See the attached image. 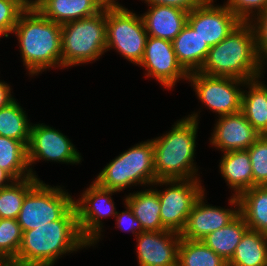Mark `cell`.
<instances>
[{
	"instance_id": "obj_1",
	"label": "cell",
	"mask_w": 267,
	"mask_h": 266,
	"mask_svg": "<svg viewBox=\"0 0 267 266\" xmlns=\"http://www.w3.org/2000/svg\"><path fill=\"white\" fill-rule=\"evenodd\" d=\"M91 247L81 236L75 207L60 220L45 223L22 233L14 266H54L64 254Z\"/></svg>"
},
{
	"instance_id": "obj_2",
	"label": "cell",
	"mask_w": 267,
	"mask_h": 266,
	"mask_svg": "<svg viewBox=\"0 0 267 266\" xmlns=\"http://www.w3.org/2000/svg\"><path fill=\"white\" fill-rule=\"evenodd\" d=\"M13 33L23 66L31 77L47 68L62 69L61 25L45 18L36 8H30L20 15Z\"/></svg>"
},
{
	"instance_id": "obj_3",
	"label": "cell",
	"mask_w": 267,
	"mask_h": 266,
	"mask_svg": "<svg viewBox=\"0 0 267 266\" xmlns=\"http://www.w3.org/2000/svg\"><path fill=\"white\" fill-rule=\"evenodd\" d=\"M265 64L257 55L255 33L249 22H241L217 45L210 47L199 72L251 81L264 77Z\"/></svg>"
},
{
	"instance_id": "obj_4",
	"label": "cell",
	"mask_w": 267,
	"mask_h": 266,
	"mask_svg": "<svg viewBox=\"0 0 267 266\" xmlns=\"http://www.w3.org/2000/svg\"><path fill=\"white\" fill-rule=\"evenodd\" d=\"M198 117V113L193 112L176 121L168 133L151 139L157 180L200 179L194 162Z\"/></svg>"
},
{
	"instance_id": "obj_5",
	"label": "cell",
	"mask_w": 267,
	"mask_h": 266,
	"mask_svg": "<svg viewBox=\"0 0 267 266\" xmlns=\"http://www.w3.org/2000/svg\"><path fill=\"white\" fill-rule=\"evenodd\" d=\"M94 181L100 187L117 192L134 185L152 186L157 181L152 140L142 141L119 154L100 171Z\"/></svg>"
},
{
	"instance_id": "obj_6",
	"label": "cell",
	"mask_w": 267,
	"mask_h": 266,
	"mask_svg": "<svg viewBox=\"0 0 267 266\" xmlns=\"http://www.w3.org/2000/svg\"><path fill=\"white\" fill-rule=\"evenodd\" d=\"M62 68L97 61L106 52V6L97 15L61 25Z\"/></svg>"
},
{
	"instance_id": "obj_7",
	"label": "cell",
	"mask_w": 267,
	"mask_h": 266,
	"mask_svg": "<svg viewBox=\"0 0 267 266\" xmlns=\"http://www.w3.org/2000/svg\"><path fill=\"white\" fill-rule=\"evenodd\" d=\"M148 34L142 16L122 6L117 0L106 5V52L114 49L138 65L144 55Z\"/></svg>"
},
{
	"instance_id": "obj_8",
	"label": "cell",
	"mask_w": 267,
	"mask_h": 266,
	"mask_svg": "<svg viewBox=\"0 0 267 266\" xmlns=\"http://www.w3.org/2000/svg\"><path fill=\"white\" fill-rule=\"evenodd\" d=\"M60 186L40 180L26 195L17 222L22 232L60 220L73 206V197Z\"/></svg>"
},
{
	"instance_id": "obj_9",
	"label": "cell",
	"mask_w": 267,
	"mask_h": 266,
	"mask_svg": "<svg viewBox=\"0 0 267 266\" xmlns=\"http://www.w3.org/2000/svg\"><path fill=\"white\" fill-rule=\"evenodd\" d=\"M154 185L166 186L164 190H156L162 225L167 230L181 233L194 203L205 192L204 186L200 179L157 180L153 188Z\"/></svg>"
},
{
	"instance_id": "obj_10",
	"label": "cell",
	"mask_w": 267,
	"mask_h": 266,
	"mask_svg": "<svg viewBox=\"0 0 267 266\" xmlns=\"http://www.w3.org/2000/svg\"><path fill=\"white\" fill-rule=\"evenodd\" d=\"M115 190L100 187L95 181L83 190L81 196L74 200L77 222L81 236L94 246L101 239L105 217H115L117 214L113 198Z\"/></svg>"
},
{
	"instance_id": "obj_11",
	"label": "cell",
	"mask_w": 267,
	"mask_h": 266,
	"mask_svg": "<svg viewBox=\"0 0 267 266\" xmlns=\"http://www.w3.org/2000/svg\"><path fill=\"white\" fill-rule=\"evenodd\" d=\"M188 81L202 105L218 114V117L241 111V86L243 87L246 81L206 75L199 71L190 73Z\"/></svg>"
},
{
	"instance_id": "obj_12",
	"label": "cell",
	"mask_w": 267,
	"mask_h": 266,
	"mask_svg": "<svg viewBox=\"0 0 267 266\" xmlns=\"http://www.w3.org/2000/svg\"><path fill=\"white\" fill-rule=\"evenodd\" d=\"M27 150L30 173L35 178L38 176L32 171L31 166L39 160L73 165L79 164L82 160L81 154L69 138L43 123L32 124Z\"/></svg>"
},
{
	"instance_id": "obj_13",
	"label": "cell",
	"mask_w": 267,
	"mask_h": 266,
	"mask_svg": "<svg viewBox=\"0 0 267 266\" xmlns=\"http://www.w3.org/2000/svg\"><path fill=\"white\" fill-rule=\"evenodd\" d=\"M140 67L146 77H153L160 85L172 89L176 82L188 80L189 74L178 63L172 41L148 36Z\"/></svg>"
},
{
	"instance_id": "obj_14",
	"label": "cell",
	"mask_w": 267,
	"mask_h": 266,
	"mask_svg": "<svg viewBox=\"0 0 267 266\" xmlns=\"http://www.w3.org/2000/svg\"><path fill=\"white\" fill-rule=\"evenodd\" d=\"M205 192L196 200L187 218L186 225L180 236L187 240H201L207 234L218 230L240 214V202L238 196L232 195L229 199L232 208H222L205 204Z\"/></svg>"
},
{
	"instance_id": "obj_15",
	"label": "cell",
	"mask_w": 267,
	"mask_h": 266,
	"mask_svg": "<svg viewBox=\"0 0 267 266\" xmlns=\"http://www.w3.org/2000/svg\"><path fill=\"white\" fill-rule=\"evenodd\" d=\"M213 3L214 0H206L201 6L192 9L187 19V23L209 47L220 43L241 23L224 4Z\"/></svg>"
},
{
	"instance_id": "obj_16",
	"label": "cell",
	"mask_w": 267,
	"mask_h": 266,
	"mask_svg": "<svg viewBox=\"0 0 267 266\" xmlns=\"http://www.w3.org/2000/svg\"><path fill=\"white\" fill-rule=\"evenodd\" d=\"M135 238L139 266H177L180 233L172 230L144 231Z\"/></svg>"
},
{
	"instance_id": "obj_17",
	"label": "cell",
	"mask_w": 267,
	"mask_h": 266,
	"mask_svg": "<svg viewBox=\"0 0 267 266\" xmlns=\"http://www.w3.org/2000/svg\"><path fill=\"white\" fill-rule=\"evenodd\" d=\"M217 120L209 139L222 153L247 150L261 136L241 111L219 116Z\"/></svg>"
},
{
	"instance_id": "obj_18",
	"label": "cell",
	"mask_w": 267,
	"mask_h": 266,
	"mask_svg": "<svg viewBox=\"0 0 267 266\" xmlns=\"http://www.w3.org/2000/svg\"><path fill=\"white\" fill-rule=\"evenodd\" d=\"M111 0H43L36 9L47 19L63 25L97 15Z\"/></svg>"
},
{
	"instance_id": "obj_19",
	"label": "cell",
	"mask_w": 267,
	"mask_h": 266,
	"mask_svg": "<svg viewBox=\"0 0 267 266\" xmlns=\"http://www.w3.org/2000/svg\"><path fill=\"white\" fill-rule=\"evenodd\" d=\"M142 16L148 36L172 41L185 27L188 11L165 5H148Z\"/></svg>"
},
{
	"instance_id": "obj_20",
	"label": "cell",
	"mask_w": 267,
	"mask_h": 266,
	"mask_svg": "<svg viewBox=\"0 0 267 266\" xmlns=\"http://www.w3.org/2000/svg\"><path fill=\"white\" fill-rule=\"evenodd\" d=\"M172 44L178 63L188 74L200 71L210 47L188 23Z\"/></svg>"
},
{
	"instance_id": "obj_21",
	"label": "cell",
	"mask_w": 267,
	"mask_h": 266,
	"mask_svg": "<svg viewBox=\"0 0 267 266\" xmlns=\"http://www.w3.org/2000/svg\"><path fill=\"white\" fill-rule=\"evenodd\" d=\"M219 171L226 184L239 196L253 187L252 165L248 150L223 152L219 162Z\"/></svg>"
},
{
	"instance_id": "obj_22",
	"label": "cell",
	"mask_w": 267,
	"mask_h": 266,
	"mask_svg": "<svg viewBox=\"0 0 267 266\" xmlns=\"http://www.w3.org/2000/svg\"><path fill=\"white\" fill-rule=\"evenodd\" d=\"M260 78L245 82L249 91H242L241 112L261 135H267V85Z\"/></svg>"
},
{
	"instance_id": "obj_23",
	"label": "cell",
	"mask_w": 267,
	"mask_h": 266,
	"mask_svg": "<svg viewBox=\"0 0 267 266\" xmlns=\"http://www.w3.org/2000/svg\"><path fill=\"white\" fill-rule=\"evenodd\" d=\"M123 201L130 206L144 231L167 230L160 218V202L156 186L155 189L151 186L150 189L129 193Z\"/></svg>"
},
{
	"instance_id": "obj_24",
	"label": "cell",
	"mask_w": 267,
	"mask_h": 266,
	"mask_svg": "<svg viewBox=\"0 0 267 266\" xmlns=\"http://www.w3.org/2000/svg\"><path fill=\"white\" fill-rule=\"evenodd\" d=\"M238 199L248 228L267 235V185L245 190Z\"/></svg>"
},
{
	"instance_id": "obj_25",
	"label": "cell",
	"mask_w": 267,
	"mask_h": 266,
	"mask_svg": "<svg viewBox=\"0 0 267 266\" xmlns=\"http://www.w3.org/2000/svg\"><path fill=\"white\" fill-rule=\"evenodd\" d=\"M228 266H267V235L247 229Z\"/></svg>"
},
{
	"instance_id": "obj_26",
	"label": "cell",
	"mask_w": 267,
	"mask_h": 266,
	"mask_svg": "<svg viewBox=\"0 0 267 266\" xmlns=\"http://www.w3.org/2000/svg\"><path fill=\"white\" fill-rule=\"evenodd\" d=\"M247 229L245 219L239 214L228 225L207 234L200 241L228 262Z\"/></svg>"
},
{
	"instance_id": "obj_27",
	"label": "cell",
	"mask_w": 267,
	"mask_h": 266,
	"mask_svg": "<svg viewBox=\"0 0 267 266\" xmlns=\"http://www.w3.org/2000/svg\"><path fill=\"white\" fill-rule=\"evenodd\" d=\"M0 167L14 180L31 177L27 146L21 141L0 136Z\"/></svg>"
},
{
	"instance_id": "obj_28",
	"label": "cell",
	"mask_w": 267,
	"mask_h": 266,
	"mask_svg": "<svg viewBox=\"0 0 267 266\" xmlns=\"http://www.w3.org/2000/svg\"><path fill=\"white\" fill-rule=\"evenodd\" d=\"M31 126L26 111L16 99L0 108V136L21 141L28 147Z\"/></svg>"
},
{
	"instance_id": "obj_29",
	"label": "cell",
	"mask_w": 267,
	"mask_h": 266,
	"mask_svg": "<svg viewBox=\"0 0 267 266\" xmlns=\"http://www.w3.org/2000/svg\"><path fill=\"white\" fill-rule=\"evenodd\" d=\"M177 266H228L227 262L200 240L181 238Z\"/></svg>"
},
{
	"instance_id": "obj_30",
	"label": "cell",
	"mask_w": 267,
	"mask_h": 266,
	"mask_svg": "<svg viewBox=\"0 0 267 266\" xmlns=\"http://www.w3.org/2000/svg\"><path fill=\"white\" fill-rule=\"evenodd\" d=\"M40 181L33 176L14 180L0 189V218L17 219L25 195Z\"/></svg>"
},
{
	"instance_id": "obj_31",
	"label": "cell",
	"mask_w": 267,
	"mask_h": 266,
	"mask_svg": "<svg viewBox=\"0 0 267 266\" xmlns=\"http://www.w3.org/2000/svg\"><path fill=\"white\" fill-rule=\"evenodd\" d=\"M22 230L17 219L0 218V258L16 259L22 241Z\"/></svg>"
},
{
	"instance_id": "obj_32",
	"label": "cell",
	"mask_w": 267,
	"mask_h": 266,
	"mask_svg": "<svg viewBox=\"0 0 267 266\" xmlns=\"http://www.w3.org/2000/svg\"><path fill=\"white\" fill-rule=\"evenodd\" d=\"M253 187L267 185V135H261L248 149Z\"/></svg>"
},
{
	"instance_id": "obj_33",
	"label": "cell",
	"mask_w": 267,
	"mask_h": 266,
	"mask_svg": "<svg viewBox=\"0 0 267 266\" xmlns=\"http://www.w3.org/2000/svg\"><path fill=\"white\" fill-rule=\"evenodd\" d=\"M26 8L18 0H0V37L12 34Z\"/></svg>"
},
{
	"instance_id": "obj_34",
	"label": "cell",
	"mask_w": 267,
	"mask_h": 266,
	"mask_svg": "<svg viewBox=\"0 0 267 266\" xmlns=\"http://www.w3.org/2000/svg\"><path fill=\"white\" fill-rule=\"evenodd\" d=\"M224 3L241 22H250L267 7V0H227Z\"/></svg>"
},
{
	"instance_id": "obj_35",
	"label": "cell",
	"mask_w": 267,
	"mask_h": 266,
	"mask_svg": "<svg viewBox=\"0 0 267 266\" xmlns=\"http://www.w3.org/2000/svg\"><path fill=\"white\" fill-rule=\"evenodd\" d=\"M256 16L249 23L255 33L257 55L267 65V7Z\"/></svg>"
},
{
	"instance_id": "obj_36",
	"label": "cell",
	"mask_w": 267,
	"mask_h": 266,
	"mask_svg": "<svg viewBox=\"0 0 267 266\" xmlns=\"http://www.w3.org/2000/svg\"><path fill=\"white\" fill-rule=\"evenodd\" d=\"M126 210L118 212L115 215L116 228H119L126 232H131L134 236H137L141 232H144L140 221L134 216L132 209L127 203H124Z\"/></svg>"
},
{
	"instance_id": "obj_37",
	"label": "cell",
	"mask_w": 267,
	"mask_h": 266,
	"mask_svg": "<svg viewBox=\"0 0 267 266\" xmlns=\"http://www.w3.org/2000/svg\"><path fill=\"white\" fill-rule=\"evenodd\" d=\"M147 5H165L177 7L190 12L195 7L201 6L206 0H142Z\"/></svg>"
},
{
	"instance_id": "obj_38",
	"label": "cell",
	"mask_w": 267,
	"mask_h": 266,
	"mask_svg": "<svg viewBox=\"0 0 267 266\" xmlns=\"http://www.w3.org/2000/svg\"><path fill=\"white\" fill-rule=\"evenodd\" d=\"M12 88L6 83L0 80V108L7 106L15 98L11 95Z\"/></svg>"
},
{
	"instance_id": "obj_39",
	"label": "cell",
	"mask_w": 267,
	"mask_h": 266,
	"mask_svg": "<svg viewBox=\"0 0 267 266\" xmlns=\"http://www.w3.org/2000/svg\"><path fill=\"white\" fill-rule=\"evenodd\" d=\"M14 179L0 167V189L10 185Z\"/></svg>"
},
{
	"instance_id": "obj_40",
	"label": "cell",
	"mask_w": 267,
	"mask_h": 266,
	"mask_svg": "<svg viewBox=\"0 0 267 266\" xmlns=\"http://www.w3.org/2000/svg\"><path fill=\"white\" fill-rule=\"evenodd\" d=\"M26 9L36 8L43 0H18Z\"/></svg>"
},
{
	"instance_id": "obj_41",
	"label": "cell",
	"mask_w": 267,
	"mask_h": 266,
	"mask_svg": "<svg viewBox=\"0 0 267 266\" xmlns=\"http://www.w3.org/2000/svg\"><path fill=\"white\" fill-rule=\"evenodd\" d=\"M0 266H14L11 260L0 258Z\"/></svg>"
}]
</instances>
